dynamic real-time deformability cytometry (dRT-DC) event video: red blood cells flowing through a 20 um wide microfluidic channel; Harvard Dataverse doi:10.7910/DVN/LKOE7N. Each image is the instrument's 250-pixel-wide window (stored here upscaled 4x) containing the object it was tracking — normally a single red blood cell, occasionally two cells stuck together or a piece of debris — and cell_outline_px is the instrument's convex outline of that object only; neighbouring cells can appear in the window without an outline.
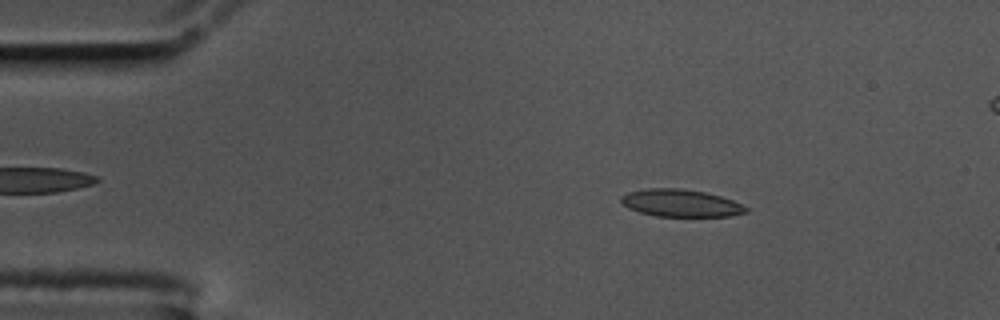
{"species": "common noctule bat (a hibernating species)", "species_latin": "Nyctalus noctula", "temperature_condition": "cold", "stored_images_in_passage": 50, "camera_frame_rate_fps": 3000, "um_per_image_px": 0.085, "animal": {"sex": "male", "body_mass_g": 17.5, "forearm_length_mm": 52.3}, "frame": {"image": 1, "passage_image": 1, "time_ms": 0.0, "image_size_px": [1000, 320], "cell_outline_px": [[748, 212], [728, 216], [656, 216], [640, 212], [628, 208], [620, 200], [620, 196], [628, 192], [648, 188], [680, 188], [704, 192], [720, 196], [732, 200], [748, 208]], "centroid_in_image_um": [57.84, 17.26], "position_along_channel_um": 27.2, "area_um2": 19.77}}
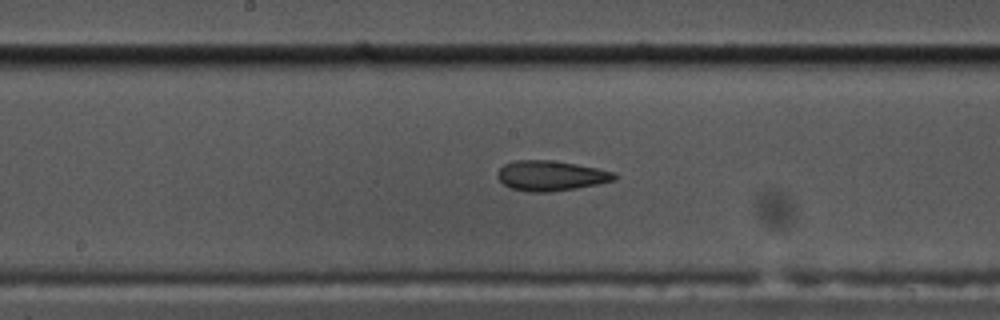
{"frame": {"image": 2, "passage_image": 21, "time_ms": 6.667, "image_size_px": [1000, 320], "cell_outline_px": [[616, 180], [576, 188], [552, 192], [528, 192], [512, 188], [504, 184], [496, 176], [496, 172], [504, 164], [516, 160], [552, 160], [576, 164], [616, 172]], "centroid_in_image_um": [46.81, 14.93], "position_along_channel_um": 201.4, "area_um2": 20.52}}
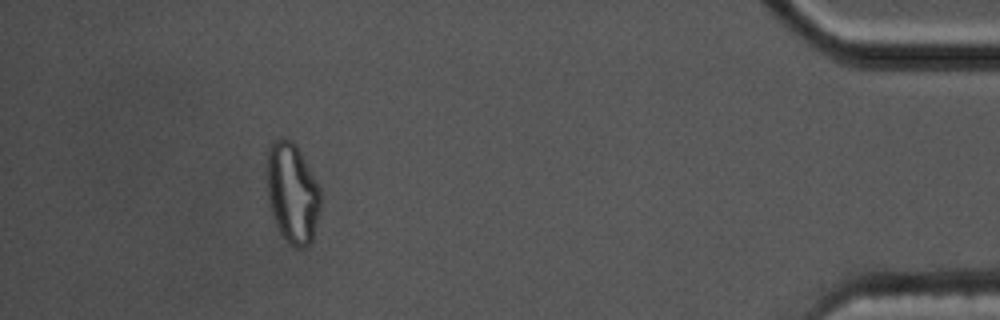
{"frame": {"image": 3, "passage_image": 44, "time_ms": 14.333, "image_size_px": [1000, 320], "cell_outline_px": [[320, 208], [312, 240], [304, 248], [296, 248], [288, 244], [280, 232], [276, 224], [268, 200], [268, 148], [276, 140], [292, 140], [296, 144], [316, 180], [320, 188]], "centroid_in_image_um": [24.87, 16.45], "position_along_channel_um": 410.3, "area_um2": 30.87}}